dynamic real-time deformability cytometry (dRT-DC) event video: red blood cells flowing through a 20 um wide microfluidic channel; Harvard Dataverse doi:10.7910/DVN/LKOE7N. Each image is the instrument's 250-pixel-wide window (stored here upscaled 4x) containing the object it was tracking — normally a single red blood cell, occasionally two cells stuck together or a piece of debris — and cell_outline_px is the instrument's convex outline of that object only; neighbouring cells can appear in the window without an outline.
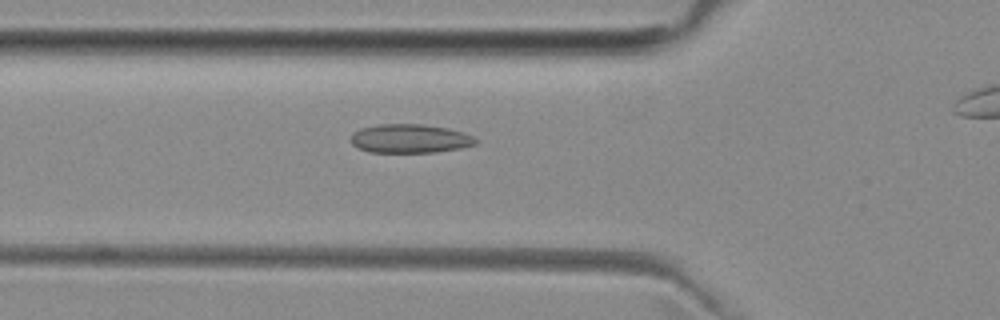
{"species": "common noctule bat (a hibernating species)", "species_latin": "Nyctalus noctula", "temperature_condition": "room temperature", "stored_images_in_passage": 38, "camera_frame_rate_fps": 3000, "um_per_image_px": 0.085, "animal": {"sex": "female", "body_mass_g": 29.2, "forearm_length_mm": 56.3}, "frame": {"image": 1, "passage_image": 11, "time_ms": 3.333, "image_size_px": [1000, 320], "cell_outline_px": [[480, 140], [476, 144], [460, 148], [436, 152], [368, 152], [356, 148], [352, 144], [352, 132], [360, 128], [380, 124], [424, 124], [448, 128], [464, 132]], "centroid_in_image_um": [34.85, 11.78], "position_along_channel_um": 91.0, "area_um2": 21.15}}
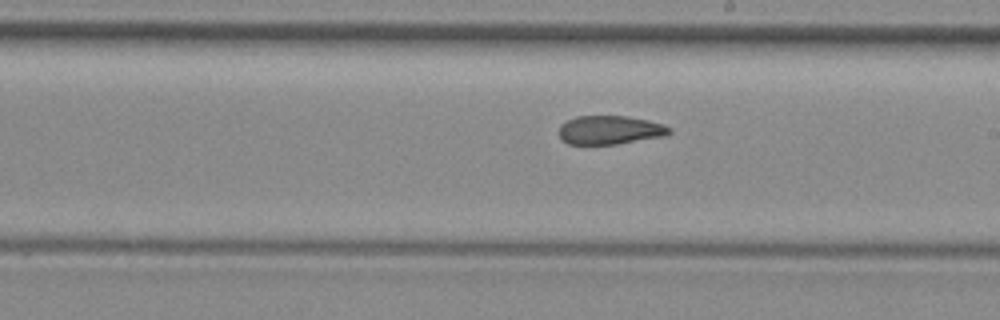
{"frame": {"image": 2, "passage_image": 22, "time_ms": 7.0, "image_size_px": [1000, 320], "cell_outline_px": [[672, 132], [668, 136], [616, 144], [568, 144], [560, 140], [560, 124], [576, 116], [624, 116], [648, 120], [664, 124], [672, 128]], "centroid_in_image_um": [51.88, 11.06], "position_along_channel_um": 237.1, "area_um2": 18.67}}
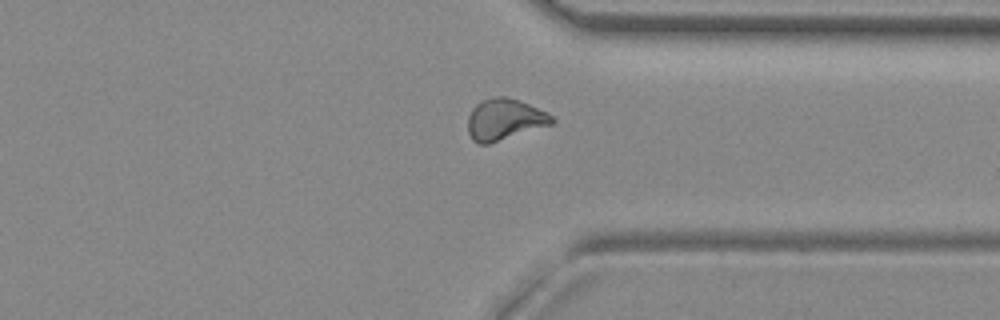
{"frame": {"image": 3, "passage_image": 32, "time_ms": 10.333, "image_size_px": [1000, 320], "cell_outline_px": [[556, 120], [552, 124], [488, 144], [480, 144], [472, 140], [468, 132], [468, 116], [472, 108], [480, 100], [492, 96], [504, 96], [520, 100], [548, 112]], "centroid_in_image_um": [42.87, 10.13], "position_along_channel_um": 368.5, "area_um2": 20.4}, "authors_computed_cell_mechanics": {"area_um2": 19.5653, "velocity_mm_per_s": 3.9845, "shape_relaxation_time_tau1_ms": null, "shape_relaxation_time_tau2_ms": 2.8036, "deformation_change_tau1": null, "deformation_change_tau2": 0.0644}}